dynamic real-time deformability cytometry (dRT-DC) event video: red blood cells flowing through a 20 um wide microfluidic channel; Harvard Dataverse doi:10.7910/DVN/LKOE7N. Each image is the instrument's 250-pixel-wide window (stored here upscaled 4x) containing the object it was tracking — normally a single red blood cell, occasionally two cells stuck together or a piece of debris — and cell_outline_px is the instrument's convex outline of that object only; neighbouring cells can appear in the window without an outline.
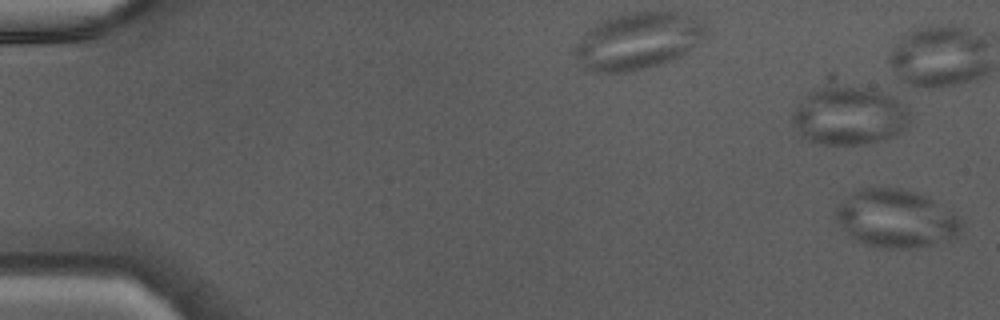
{"species": "Egyptian fruit bat (a non-hibernating species)", "species_latin": "Rousettus aegyptiacus", "temperature_condition": "warm", "stored_images_in_passage": 13, "camera_frame_rate_fps": 3000, "um_per_image_px": 0.085, "animal": {"sex": "male"}, "frame": {"image": 1, "passage_image": 1, "time_ms": 0.0, "image_size_px": [1000, 320], "cell_outline_px": [[960, 232], [956, 236], [932, 244], [916, 248], [888, 248], [868, 244], [856, 240], [836, 220], [836, 212], [840, 204], [852, 192], [860, 188], [900, 188], [924, 196], [932, 200], [956, 216], [960, 220]], "centroid_in_image_um": [76.14, 18.58], "position_along_channel_um": 8.9, "area_um2": 41.15}}